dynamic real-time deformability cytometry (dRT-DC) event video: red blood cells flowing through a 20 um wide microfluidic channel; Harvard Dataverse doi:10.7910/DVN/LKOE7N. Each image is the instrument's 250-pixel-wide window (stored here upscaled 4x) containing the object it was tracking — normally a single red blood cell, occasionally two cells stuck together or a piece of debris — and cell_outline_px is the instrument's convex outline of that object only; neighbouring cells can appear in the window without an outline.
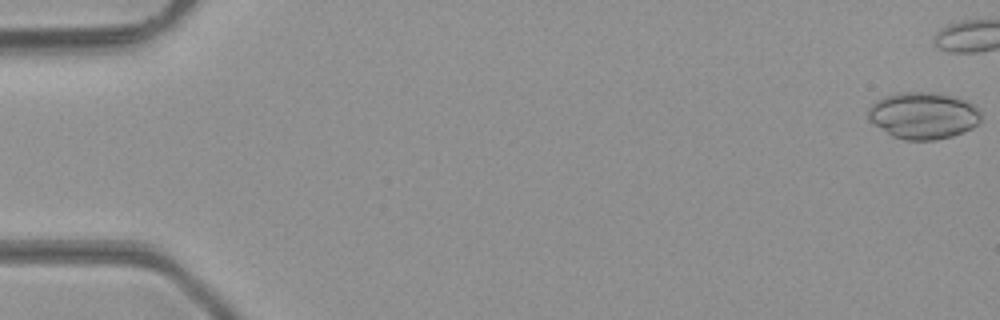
{"species": "common noctule bat (a hibernating species)", "species_latin": "Nyctalus noctula", "temperature_condition": "room temperature", "stored_images_in_passage": 38, "camera_frame_rate_fps": 3000, "um_per_image_px": 0.085, "animal": {"sex": "male", "body_mass_g": 23.1, "forearm_length_mm": 52.7}, "frame": {"image": 1, "passage_image": 1, "time_ms": 0.0, "image_size_px": [1000, 320], "cell_outline_px": [[980, 120], [972, 128], [952, 136], [936, 140], [904, 140], [892, 136], [872, 124], [868, 120], [868, 108], [876, 100], [900, 92], [928, 92], [952, 96], [964, 100], [972, 104], [980, 112]], "centroid_in_image_um": [78.44, 9.83], "position_along_channel_um": 6.6, "area_um2": 30.63}}